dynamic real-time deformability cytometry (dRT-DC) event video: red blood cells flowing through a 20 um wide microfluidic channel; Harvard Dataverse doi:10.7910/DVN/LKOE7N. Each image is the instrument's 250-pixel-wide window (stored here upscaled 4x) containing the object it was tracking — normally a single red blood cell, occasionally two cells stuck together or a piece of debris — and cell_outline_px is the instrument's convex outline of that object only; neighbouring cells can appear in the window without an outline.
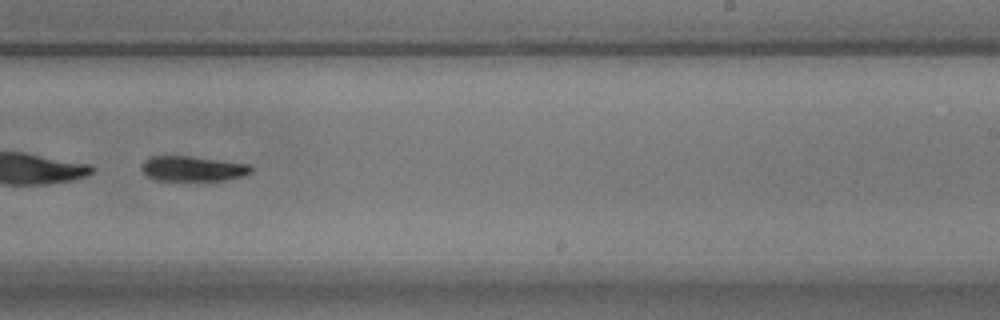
{"species": "common noctule bat (a hibernating species)", "species_latin": "Nyctalus noctula", "temperature_condition": "warm", "stored_images_in_passage": 55, "segment_of_instrument_passage": [2, 2], "camera_frame_rate_fps": 3000, "um_per_image_px": 0.085, "animal": {"sex": "male", "body_mass_g": 17.9}, "frame": {"image": 1, "passage_image": 34, "time_ms": 11.0, "image_size_px": [1000, 320], "cell_outline_px": [[252, 172], [244, 176], [224, 180], [156, 180], [148, 176], [140, 168], [140, 164], [148, 156], [188, 156], [252, 164]], "centroid_in_image_um": [16.38, 14.32], "position_along_channel_um": 272.6, "area_um2": 16.13}}